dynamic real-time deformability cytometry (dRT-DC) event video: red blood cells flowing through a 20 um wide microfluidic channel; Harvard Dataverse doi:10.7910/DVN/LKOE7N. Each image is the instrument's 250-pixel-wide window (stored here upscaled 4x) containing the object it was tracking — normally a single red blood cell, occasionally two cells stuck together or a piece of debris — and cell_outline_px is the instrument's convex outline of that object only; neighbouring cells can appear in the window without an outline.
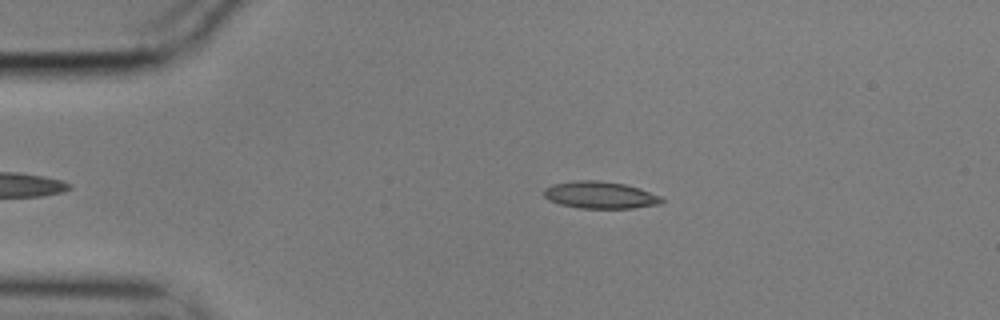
{"species": "common noctule bat (a hibernating species)", "species_latin": "Nyctalus noctula", "temperature_condition": "cold", "stored_images_in_passage": 53, "camera_frame_rate_fps": 3000, "um_per_image_px": 0.085, "animal": {"sex": "male", "body_mass_g": 17.9}, "frame": {"image": 1, "passage_image": 8, "time_ms": 2.333, "image_size_px": [1000, 320], "cell_outline_px": [[664, 200], [660, 204], [632, 208], [580, 208], [560, 204], [548, 200], [544, 196], [544, 188], [552, 184], [576, 180], [596, 180], [624, 184], [640, 188], [660, 196]], "centroid_in_image_um": [50.99, 16.57], "position_along_channel_um": 34.0, "area_um2": 18.55}}
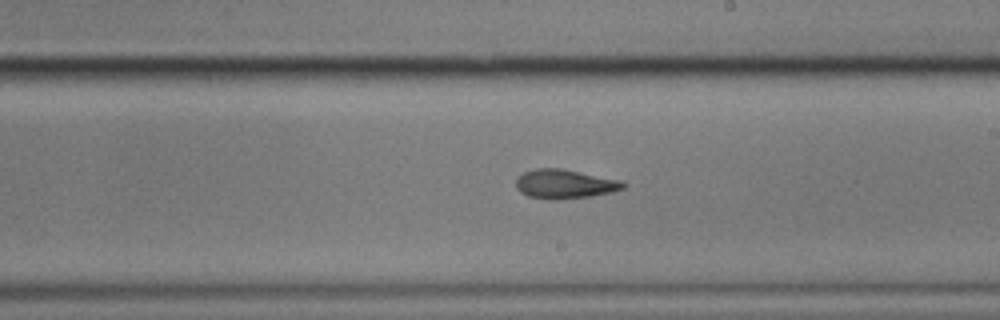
{"frame": {"image": 2, "passage_image": 29, "time_ms": 9.333, "image_size_px": [1000, 320], "cell_outline_px": [[628, 184], [624, 188], [612, 192], [592, 196], [560, 200], [552, 200], [528, 196], [520, 192], [516, 188], [516, 176], [524, 172], [536, 168], [560, 168], [624, 180]], "centroid_in_image_um": [48.03, 15.64], "position_along_channel_um": 241.0, "area_um2": 18.61}}
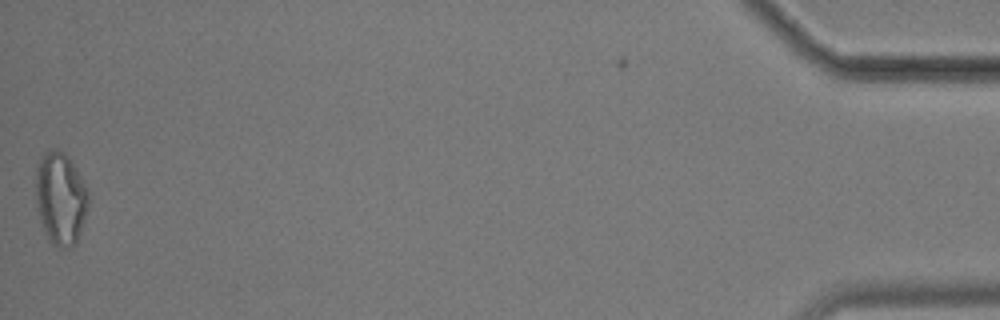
{"frame": {"image": 3, "passage_image": 53, "time_ms": 17.333, "image_size_px": [1000, 320], "cell_outline_px": [[88, 204], [84, 220], [76, 244], [68, 248], [60, 248], [52, 244], [48, 240], [40, 224], [36, 208], [36, 168], [40, 156], [48, 148], [56, 148], [64, 152], [72, 160], [88, 192]], "centroid_in_image_um": [5.11, 16.85], "position_along_channel_um": 430.1, "area_um2": 28.9}, "authors_computed_cell_mechanics": {"area_um2": 18.3226, "velocity_mm_per_s": 3.5236, "shape_relaxation_time_tau1_ms": 4.4517, "shape_relaxation_time_tau2_ms": 5.2286, "deformation_change_tau1": 0.1483, "deformation_change_tau2": 0.1048}}